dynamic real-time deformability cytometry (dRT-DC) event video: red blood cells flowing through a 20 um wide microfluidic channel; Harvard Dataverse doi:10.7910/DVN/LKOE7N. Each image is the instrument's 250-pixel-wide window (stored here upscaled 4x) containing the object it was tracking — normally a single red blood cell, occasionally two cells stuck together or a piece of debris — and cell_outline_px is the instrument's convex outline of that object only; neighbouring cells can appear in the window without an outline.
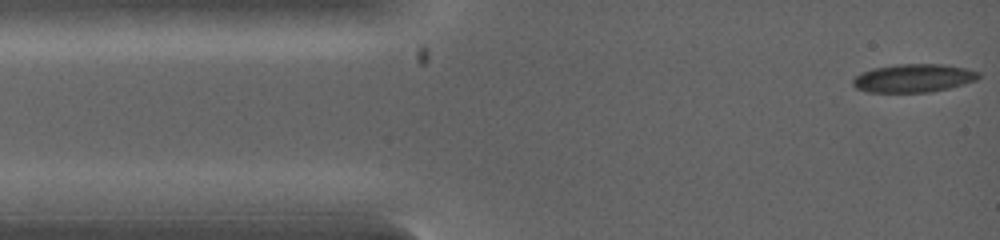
{"species": "common noctule bat (a hibernating species)", "species_latin": "Nyctalus noctula", "temperature_condition": "warm", "stored_images_in_passage": 19, "camera_frame_rate_fps": 5000, "um_per_image_px": 0.085, "animal": {"sex": "female", "body_mass_g": 19.0, "forearm_length_mm": 53.3}, "frame": {"image": 1, "passage_image": 1, "time_ms": 0.0, "image_size_px": [1000, 240], "cell_outline_px": [[980, 76], [976, 80], [964, 84], [932, 92], [868, 92], [856, 88], [852, 84], [852, 80], [860, 72], [872, 68], [896, 64], [940, 64], [964, 68], [980, 72]], "centroid_in_image_um": [77.62, 6.64], "position_along_channel_um": 7.4, "area_um2": 20.75}}
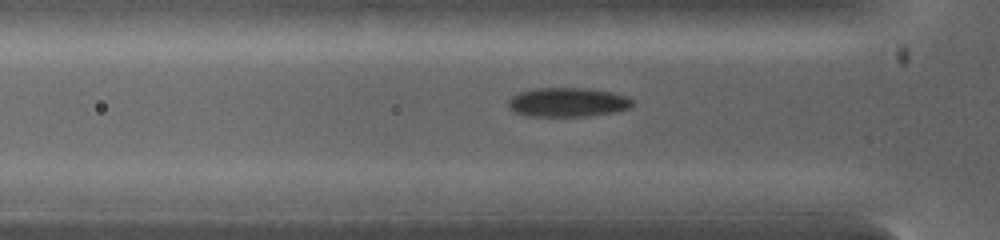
{"frame": {"image": 2, "passage_image": 11, "time_ms": 2.4, "image_size_px": [1000, 240], "cell_outline_px": [[632, 104], [628, 108], [612, 112], [588, 116], [528, 116], [516, 112], [508, 108], [508, 100], [512, 96], [520, 92], [536, 88], [584, 88], [608, 92], [628, 96], [632, 100]], "centroid_in_image_um": [48.21, 8.69], "position_along_channel_um": 77.6, "area_um2": 20.87}}
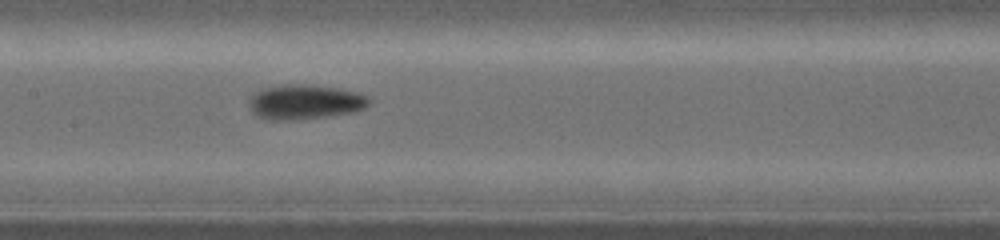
{"frame": {"image": 3, "passage_image": 19, "time_ms": 4.2, "image_size_px": [1000, 240], "cell_outline_px": [[368, 104], [364, 108], [352, 112], [296, 120], [264, 120], [256, 116], [248, 108], [248, 100], [256, 92], [268, 88], [332, 88], [352, 92], [364, 96], [368, 100]], "centroid_in_image_um": [25.82, 8.77], "position_along_channel_um": 181.6, "area_um2": 22.54}}